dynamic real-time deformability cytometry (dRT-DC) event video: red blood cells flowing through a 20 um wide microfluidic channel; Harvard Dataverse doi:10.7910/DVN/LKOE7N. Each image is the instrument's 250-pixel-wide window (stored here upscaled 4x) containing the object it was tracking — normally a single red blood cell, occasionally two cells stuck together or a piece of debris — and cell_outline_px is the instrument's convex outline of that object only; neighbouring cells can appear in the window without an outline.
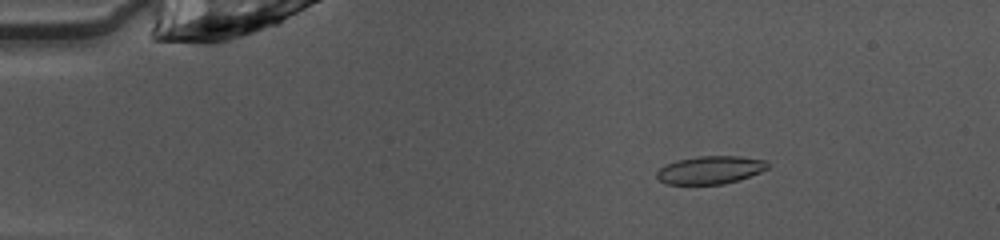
{"species": "common noctule bat (a hibernating species)", "species_latin": "Nyctalus noctula", "temperature_condition": "warm", "stored_images_in_passage": 49, "camera_frame_rate_fps": 3000, "um_per_image_px": 0.085, "animal": {"sex": "female", "body_mass_g": 10.0, "forearm_length_mm": 53.1}, "frame": {"image": 1, "passage_image": 8, "time_ms": 2.333, "image_size_px": [1000, 240], "cell_outline_px": [[768, 168], [760, 172], [740, 180], [724, 184], [664, 184], [656, 176], [656, 172], [660, 168], [676, 160], [696, 156], [740, 156], [764, 160], [768, 164]], "centroid_in_image_um": [60.36, 14.45], "position_along_channel_um": 24.6, "area_um2": 18.09}}
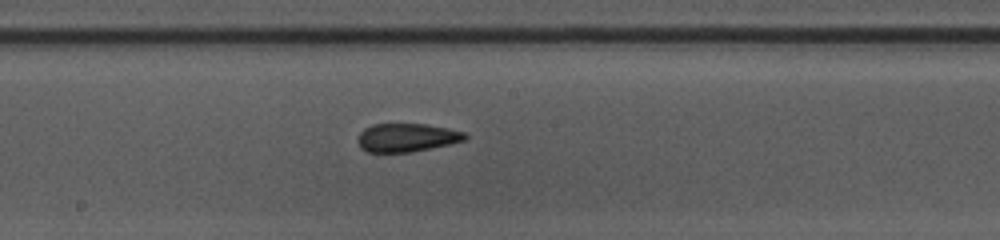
{"frame": {"image": 2, "passage_image": 27, "time_ms": 8.667, "image_size_px": [1000, 240], "cell_outline_px": [[468, 136], [464, 140], [448, 144], [412, 152], [368, 152], [360, 148], [356, 140], [360, 132], [364, 128], [372, 124], [424, 124], [448, 128], [464, 132]], "centroid_in_image_um": [34.52, 11.69], "position_along_channel_um": 213.7, "area_um2": 17.74}}
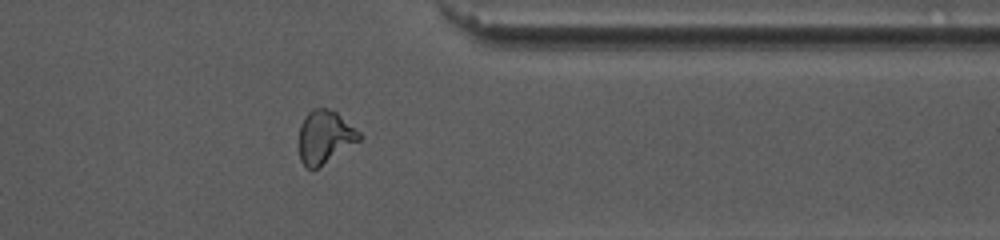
{"frame": {"image": 3, "passage_image": 40, "time_ms": 13.0, "image_size_px": [1000, 240], "cell_outline_px": [[360, 140], [316, 168], [308, 168], [300, 160], [300, 124], [308, 112], [316, 108], [328, 108], [336, 112], [360, 132]], "centroid_in_image_um": [27.6, 11.61], "position_along_channel_um": 383.8, "area_um2": 18.09}, "authors_computed_cell_mechanics": {"area_um2": 18.0914, "velocity_mm_per_s": 4.078, "shape_relaxation_time_tau1_ms": null, "shape_relaxation_time_tau2_ms": 3.0549, "deformation_change_tau1": null, "deformation_change_tau2": 0.071}}